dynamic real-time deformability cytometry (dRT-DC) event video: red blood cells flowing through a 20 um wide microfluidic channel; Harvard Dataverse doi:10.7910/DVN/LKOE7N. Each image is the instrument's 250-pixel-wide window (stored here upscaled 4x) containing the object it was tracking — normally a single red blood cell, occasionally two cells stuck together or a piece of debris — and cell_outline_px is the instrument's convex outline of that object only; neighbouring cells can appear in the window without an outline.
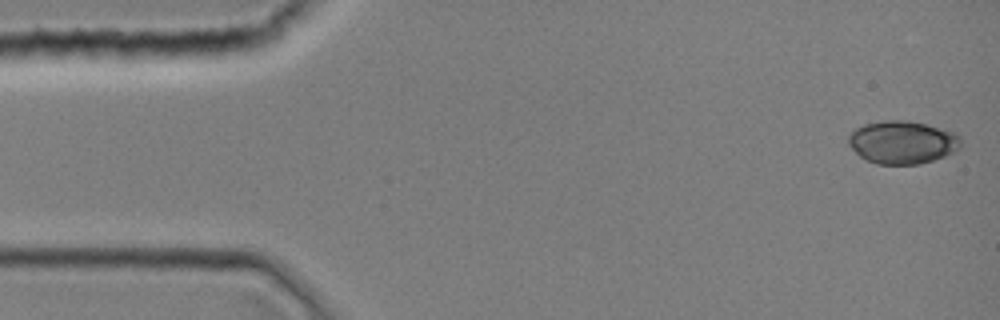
{"species": "common noctule bat (a hibernating species)", "species_latin": "Nyctalus noctula", "temperature_condition": "room temperature", "stored_images_in_passage": 40, "camera_frame_rate_fps": 3000, "um_per_image_px": 0.085, "animal": {"sex": "female", "body_mass_g": 19.0, "forearm_length_mm": 51.5}, "frame": {"image": 1, "passage_image": 1, "time_ms": 0.0, "image_size_px": [1000, 320], "cell_outline_px": [[960, 148], [944, 156], [920, 164], [876, 164], [864, 160], [848, 144], [848, 136], [856, 128], [864, 124], [884, 120], [908, 120], [956, 132], [960, 136]], "centroid_in_image_um": [76.69, 12.09], "position_along_channel_um": 8.3, "area_um2": 28.15}}
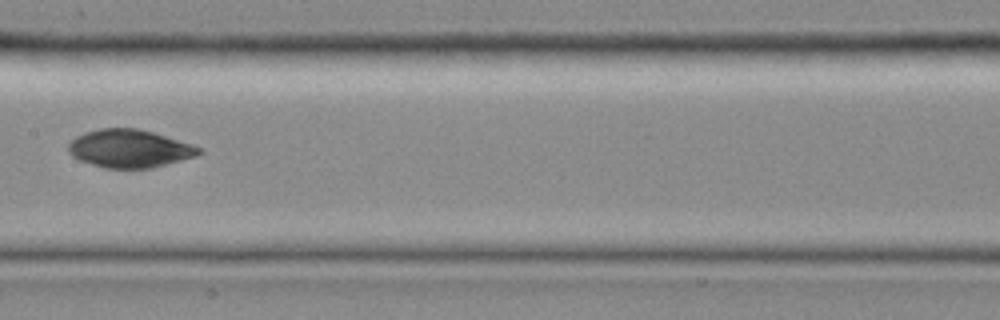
{"frame": {"image": 2, "passage_image": 20, "time_ms": 6.333, "image_size_px": [1000, 320], "cell_outline_px": [[204, 152], [196, 156], [152, 168], [104, 168], [80, 160], [72, 156], [68, 152], [68, 144], [76, 136], [84, 132], [100, 128], [140, 128], [192, 144], [200, 148]], "centroid_in_image_um": [11.0, 12.62], "position_along_channel_um": 196.4, "area_um2": 28.96}}
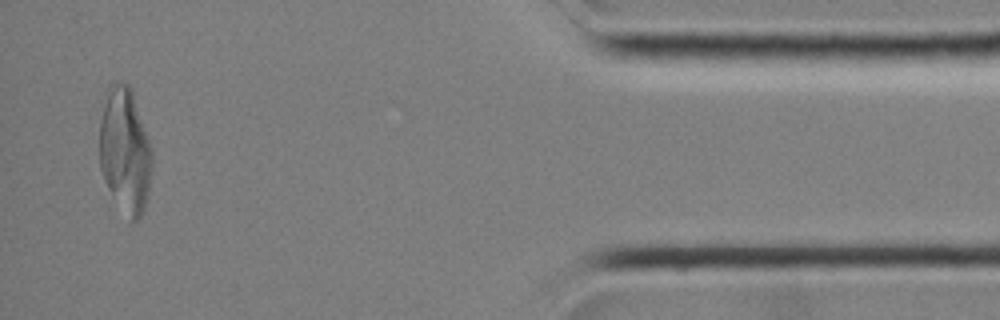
{"frame": {"image": 3, "passage_image": 38, "time_ms": 12.333, "image_size_px": [1000, 320], "cell_outline_px": [[152, 164], [148, 192], [144, 208], [140, 216], [136, 220], [132, 220], [108, 188], [104, 180], [100, 168], [100, 120], [108, 84], [128, 84], [132, 88], [152, 148]], "centroid_in_image_um": [10.63, 12.72], "position_along_channel_um": 424.6, "area_um2": 37.86}}